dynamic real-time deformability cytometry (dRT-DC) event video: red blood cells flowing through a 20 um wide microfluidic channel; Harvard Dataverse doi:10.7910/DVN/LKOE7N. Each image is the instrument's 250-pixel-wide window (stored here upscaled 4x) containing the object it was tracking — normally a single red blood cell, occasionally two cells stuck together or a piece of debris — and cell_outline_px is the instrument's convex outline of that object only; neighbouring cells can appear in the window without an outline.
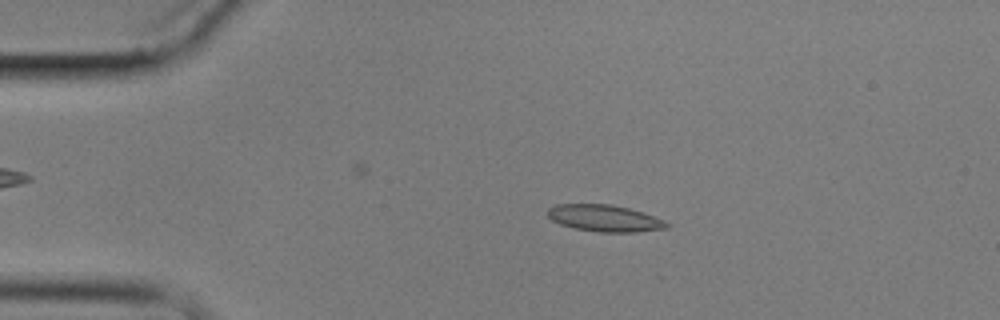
{"species": "common noctule bat (a hibernating species)", "species_latin": "Nyctalus noctula", "temperature_condition": "cold", "stored_images_in_passage": 13, "segment_of_instrument_passage": [1, 2], "camera_frame_rate_fps": 3000, "um_per_image_px": 0.085, "animal": {"sex": "male", "body_mass_g": 17.9}, "frame": {"image": 1, "passage_image": 2, "time_ms": 1.0, "image_size_px": [1000, 320], "cell_outline_px": [[672, 224], [668, 228], [636, 232], [600, 232], [576, 228], [560, 224], [552, 220], [548, 216], [548, 208], [556, 204], [612, 204], [628, 208], [664, 220]], "centroid_in_image_um": [51.4, 18.55], "position_along_channel_um": 33.6, "area_um2": 18.44}}
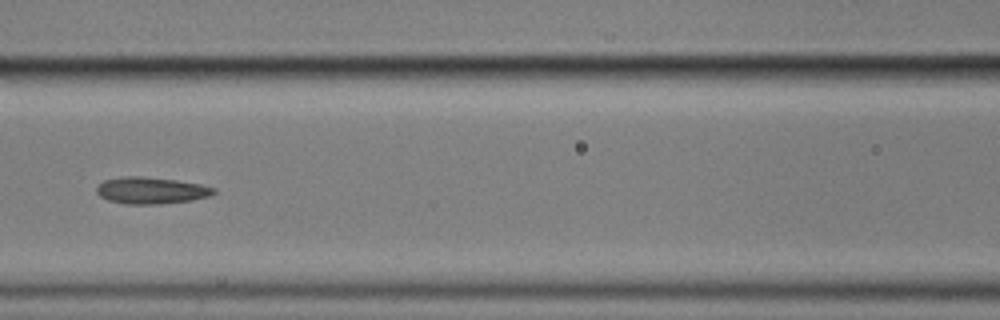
{"frame": {"image": 2, "passage_image": 5, "time_ms": 5.667, "image_size_px": [1000, 320], "cell_outline_px": [[216, 192], [208, 196], [188, 200], [160, 204], [124, 204], [108, 200], [100, 196], [96, 192], [96, 188], [104, 180], [124, 176], [140, 176], [176, 180], [200, 184], [216, 188]], "centroid_in_image_um": [12.82, 16.18], "position_along_channel_um": 153.8, "area_um2": 18.09}}
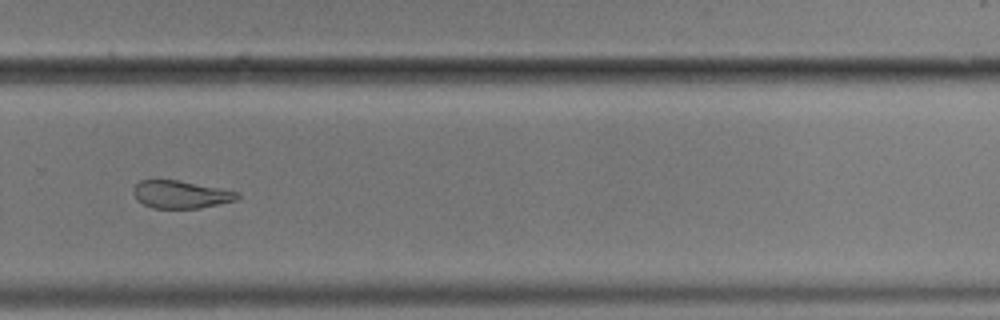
{"frame": {"image": 3, "passage_image": 9, "time_ms": 10.333, "image_size_px": [1000, 320], "cell_outline_px": [[240, 196], [236, 200], [200, 208], [152, 208], [144, 204], [136, 196], [132, 188], [140, 180], [176, 180], [220, 188], [240, 192]], "centroid_in_image_um": [15.39, 16.53], "position_along_channel_um": 314.4, "area_um2": 16.53}}